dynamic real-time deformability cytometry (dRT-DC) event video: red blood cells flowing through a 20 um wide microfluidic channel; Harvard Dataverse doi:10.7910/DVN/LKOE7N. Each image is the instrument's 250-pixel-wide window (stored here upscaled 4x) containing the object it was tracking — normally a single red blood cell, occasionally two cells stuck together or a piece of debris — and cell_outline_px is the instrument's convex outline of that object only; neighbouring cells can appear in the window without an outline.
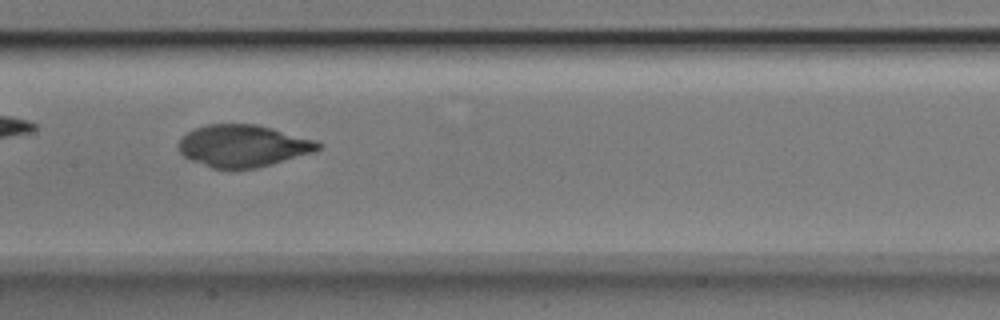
{"species": "Egyptian fruit bat (a non-hibernating species)", "species_latin": "Rousettus aegyptiacus", "temperature_condition": "room temperature", "stored_images_in_passage": 52, "camera_frame_rate_fps": 3000, "um_per_image_px": 0.085, "animal": {"sex": "male"}, "frame": {"image": 1, "passage_image": 26, "time_ms": 8.333, "image_size_px": [1000, 320], "cell_outline_px": [[320, 148], [316, 152], [256, 168], [232, 172], [212, 168], [192, 160], [184, 156], [180, 152], [180, 140], [188, 132], [196, 128], [208, 124], [256, 124], [272, 128], [316, 140], [320, 144]], "centroid_in_image_um": [20.68, 12.43], "position_along_channel_um": 186.7, "area_um2": 34.45}}
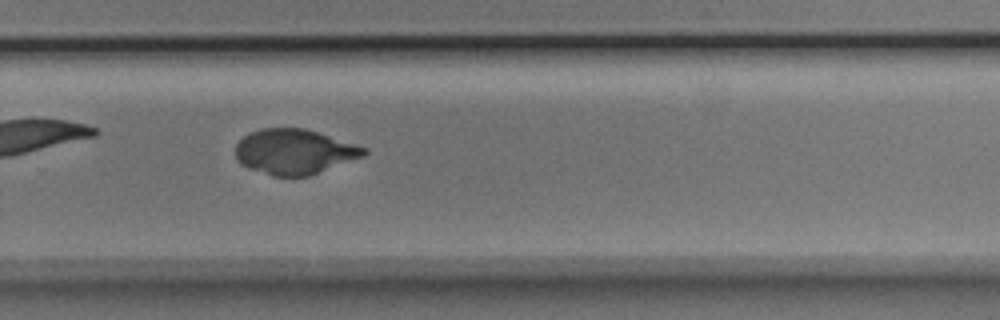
{"frame": {"image": 2, "passage_image": 35, "time_ms": 11.333, "image_size_px": [1000, 320], "cell_outline_px": [[368, 152], [364, 156], [308, 176], [272, 176], [248, 168], [240, 164], [236, 156], [236, 144], [248, 132], [260, 128], [304, 128], [368, 148]], "centroid_in_image_um": [25.0, 12.89], "position_along_channel_um": 304.8, "area_um2": 33.7}}
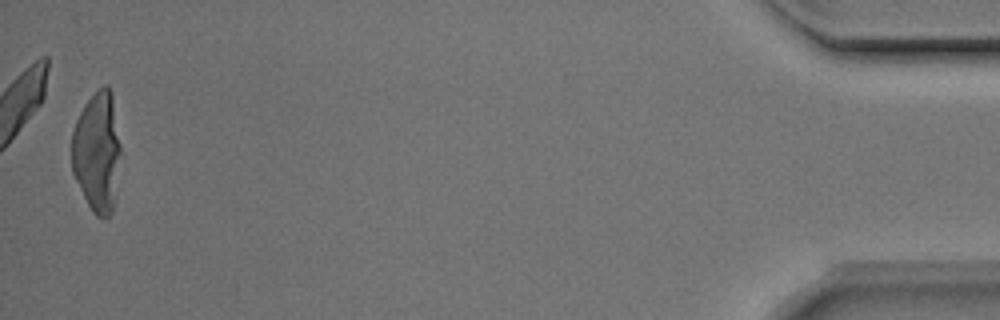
{"frame": {"image": 3, "passage_image": 51, "time_ms": 16.667, "image_size_px": [1000, 320], "cell_outline_px": [[120, 152], [112, 212], [104, 220], [96, 216], [92, 212], [72, 172], [72, 132], [76, 120], [84, 104], [104, 84], [108, 84], [112, 92], [120, 144]], "centroid_in_image_um": [8.25, 12.9], "position_along_channel_um": 427.0, "area_um2": 34.04}}